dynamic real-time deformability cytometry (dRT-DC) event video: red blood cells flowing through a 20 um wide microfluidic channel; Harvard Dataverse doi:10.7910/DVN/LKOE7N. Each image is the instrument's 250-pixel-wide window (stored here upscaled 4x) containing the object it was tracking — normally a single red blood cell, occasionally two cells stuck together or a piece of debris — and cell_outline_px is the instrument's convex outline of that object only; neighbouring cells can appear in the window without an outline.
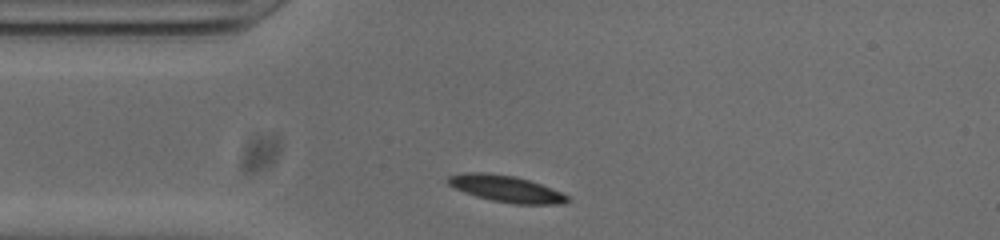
{"species": "common noctule bat (a hibernating species)", "species_latin": "Nyctalus noctula", "temperature_condition": "cold", "stored_images_in_passage": 32, "camera_frame_rate_fps": 3000, "um_per_image_px": 0.085, "animal": {"sex": "male", "body_mass_g": 20.0, "forearm_length_mm": 53.3}, "frame": {"image": 1, "passage_image": 2, "time_ms": 0.333, "image_size_px": [1000, 240], "cell_outline_px": [[572, 200], [564, 204], [516, 204], [492, 200], [476, 196], [464, 192], [448, 184], [448, 176], [464, 172], [484, 172], [516, 176], [540, 184], [560, 192], [568, 196]], "centroid_in_image_um": [43.03, 16.04], "position_along_channel_um": 42.0, "area_um2": 18.38}}
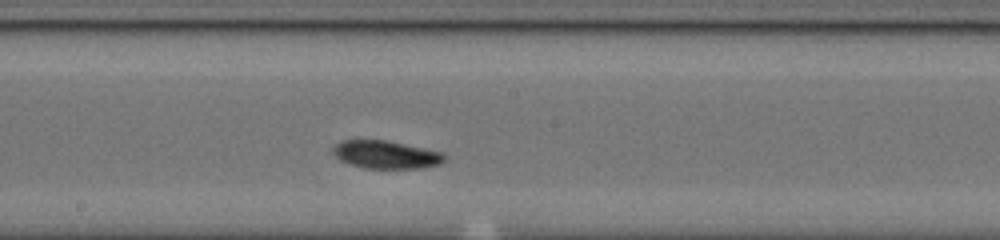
{"frame": {"image": 2, "passage_image": 17, "time_ms": 5.333, "image_size_px": [1000, 240], "cell_outline_px": [[444, 160], [440, 164], [420, 168], [364, 168], [348, 164], [340, 160], [332, 152], [332, 148], [336, 144], [344, 140], [384, 140], [444, 152]], "centroid_in_image_um": [32.79, 13.15], "position_along_channel_um": 215.4, "area_um2": 18.03}}
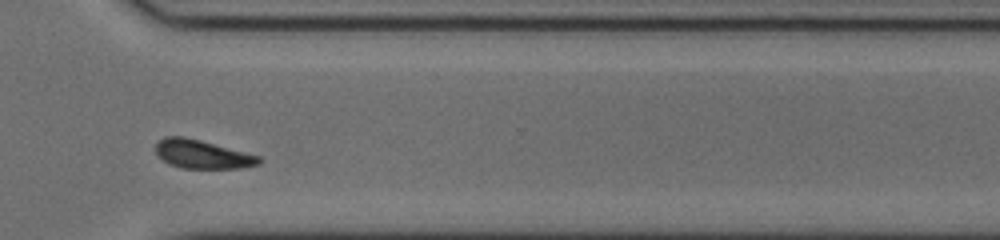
{"frame": {"image": 3, "passage_image": 28, "time_ms": 9.0, "image_size_px": [1000, 240], "cell_outline_px": [[264, 160], [260, 164], [240, 168], [180, 168], [168, 164], [156, 152], [156, 144], [164, 136], [184, 136], [200, 140], [260, 156]], "centroid_in_image_um": [17.21, 13.11], "position_along_channel_um": 353.4, "area_um2": 17.17}, "authors_computed_cell_mechanics": {"area_um2": 18.0047, "velocity_mm_per_s": 3.7561, "shape_relaxation_time_tau1_ms": 4.2418, "shape_relaxation_time_tau2_ms": null, "deformation_change_tau1": 0.1635, "deformation_change_tau2": null}}